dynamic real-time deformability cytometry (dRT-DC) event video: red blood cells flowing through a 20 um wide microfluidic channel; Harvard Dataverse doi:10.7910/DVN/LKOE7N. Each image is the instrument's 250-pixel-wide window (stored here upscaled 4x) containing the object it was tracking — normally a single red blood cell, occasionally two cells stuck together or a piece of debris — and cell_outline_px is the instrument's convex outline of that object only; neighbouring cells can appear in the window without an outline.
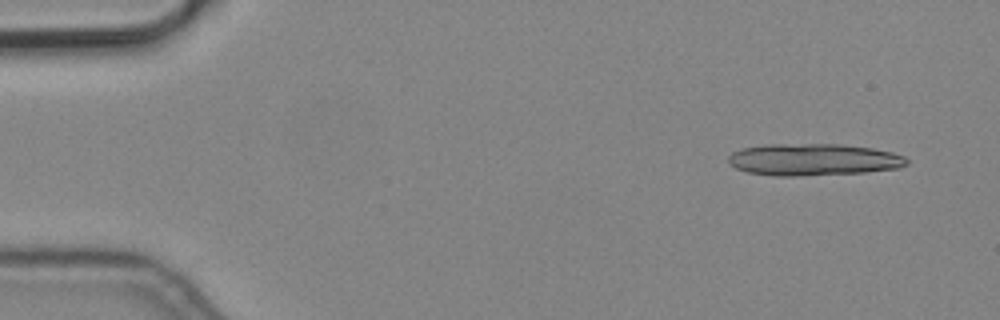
{"species": "common noctule bat (a hibernating species)", "species_latin": "Nyctalus noctula", "temperature_condition": "cold", "stored_images_in_passage": 4, "camera_frame_rate_fps": 3000, "um_per_image_px": 0.085, "animal": {"sex": "male", "body_mass_g": 19.2, "forearm_length_mm": 51.8}, "frame": {"image": 1, "passage_image": 1, "time_ms": 0.0, "image_size_px": [1000, 320], "cell_outline_px": [[908, 164], [900, 168], [864, 172], [796, 176], [776, 176], [748, 172], [736, 168], [728, 164], [728, 156], [732, 152], [740, 148], [768, 144], [840, 144], [872, 148], [892, 152], [904, 156], [908, 160]], "centroid_in_image_um": [69.12, 13.56], "position_along_channel_um": 15.9, "area_um2": 33.35}}
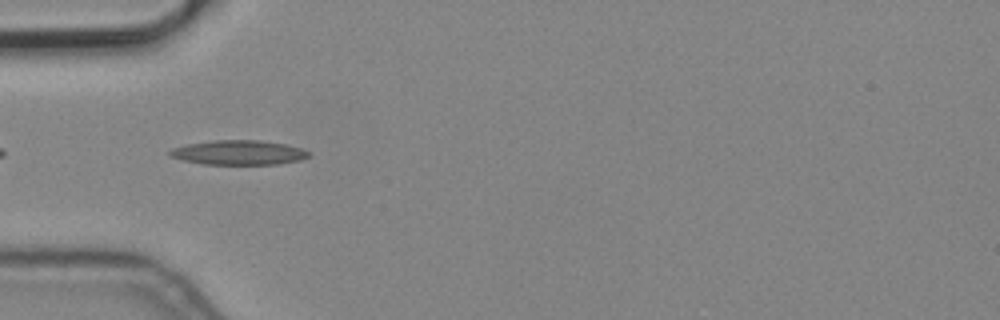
{"frame": {"image": 2, "passage_image": 4, "time_ms": 1.0, "image_size_px": [1000, 320], "cell_outline_px": [[308, 156], [300, 160], [280, 164], [204, 164], [180, 160], [168, 156], [168, 152], [172, 148], [184, 144], [212, 140], [260, 140], [284, 144], [300, 148], [308, 152]], "centroid_in_image_um": [20.19, 12.96], "position_along_channel_um": 64.8, "area_um2": 19.94}}